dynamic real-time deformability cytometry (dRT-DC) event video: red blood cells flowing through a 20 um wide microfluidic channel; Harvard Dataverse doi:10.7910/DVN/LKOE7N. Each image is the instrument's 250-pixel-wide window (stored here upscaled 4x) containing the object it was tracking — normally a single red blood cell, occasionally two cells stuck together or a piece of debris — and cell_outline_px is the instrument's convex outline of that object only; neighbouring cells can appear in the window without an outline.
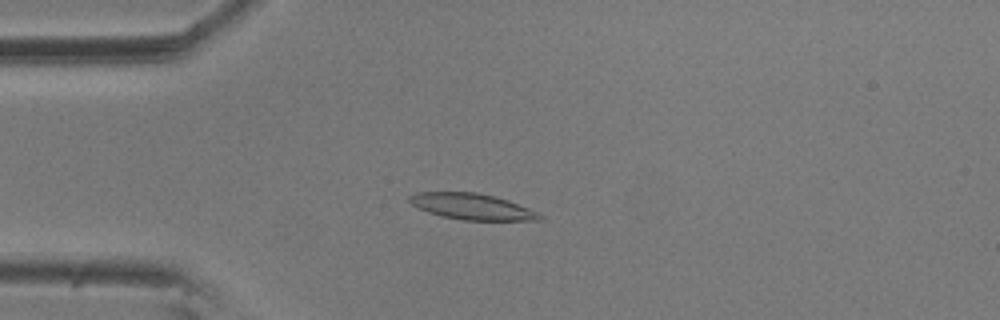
{"species": "common noctule bat (a hibernating species)", "species_latin": "Nyctalus noctula", "temperature_condition": "room temperature", "stored_images_in_passage": 6, "camera_frame_rate_fps": 3000, "um_per_image_px": 0.085, "animal": {"sex": "male", "body_mass_g": 20.5, "forearm_length_mm": 52.5}, "frame": {"image": 1, "passage_image": 4, "time_ms": 1.0, "image_size_px": [1000, 320], "cell_outline_px": [[544, 216], [540, 220], [464, 220], [440, 216], [428, 212], [412, 204], [408, 200], [408, 196], [420, 192], [476, 192], [508, 200], [528, 208]], "centroid_in_image_um": [40.1, 17.56], "position_along_channel_um": 44.9, "area_um2": 19.54}}
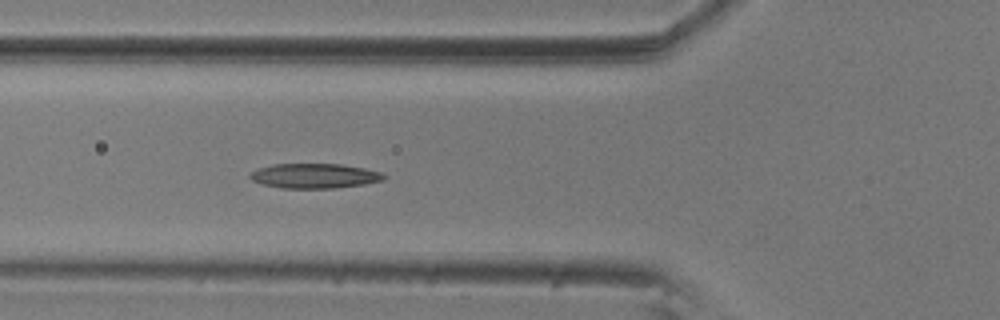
{"frame": {"image": 2, "passage_image": 6, "time_ms": 1.667, "image_size_px": [1000, 320], "cell_outline_px": [[388, 176], [384, 180], [364, 184], [336, 188], [280, 188], [260, 184], [252, 180], [248, 176], [252, 172], [260, 168], [272, 164], [340, 164], [364, 168], [380, 172]], "centroid_in_image_um": [26.74, 14.95], "position_along_channel_um": 99.1, "area_um2": 19.36}}